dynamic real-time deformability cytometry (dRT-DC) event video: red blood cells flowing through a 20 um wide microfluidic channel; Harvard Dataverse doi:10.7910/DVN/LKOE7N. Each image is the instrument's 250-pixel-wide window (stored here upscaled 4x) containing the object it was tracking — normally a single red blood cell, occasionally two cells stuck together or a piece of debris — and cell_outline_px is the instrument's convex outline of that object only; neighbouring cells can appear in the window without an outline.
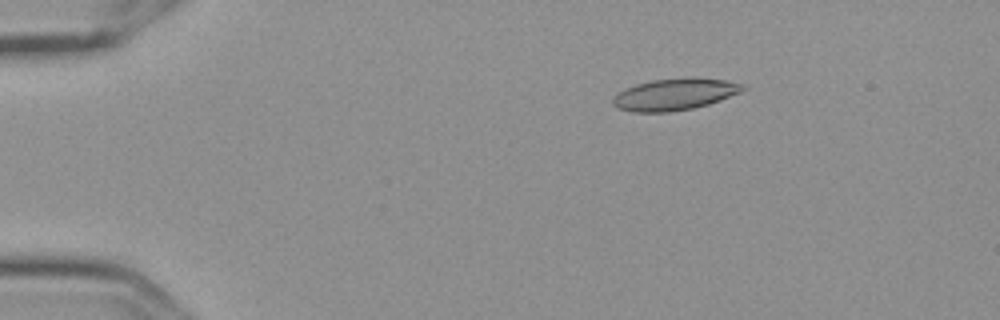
{"species": "Egyptian fruit bat (a non-hibernating species)", "species_latin": "Rousettus aegyptiacus", "temperature_condition": "cold", "stored_images_in_passage": 6, "camera_frame_rate_fps": 3000, "um_per_image_px": 0.085, "frame": {"image": 1, "passage_image": 3, "time_ms": 0.667, "image_size_px": [1000, 320], "cell_outline_px": [[748, 88], [740, 92], [720, 100], [708, 104], [692, 108], [668, 112], [632, 112], [616, 108], [612, 104], [612, 96], [624, 88], [636, 84], [652, 80], [688, 76], [692, 76], [724, 80], [744, 84]], "centroid_in_image_um": [57.32, 8.0], "position_along_channel_um": 27.7, "area_um2": 24.39}}
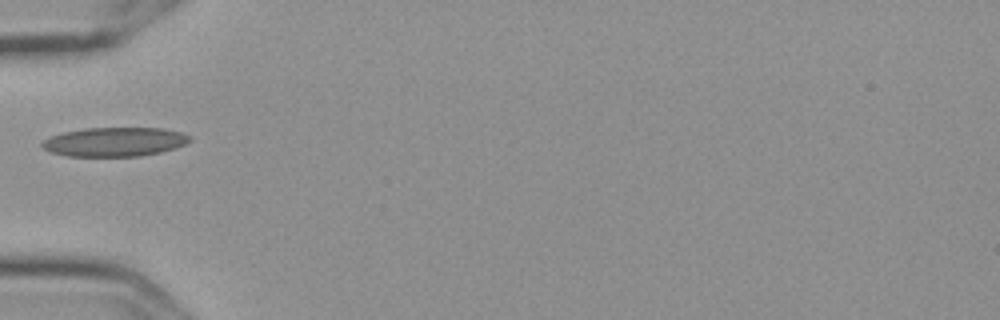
{"frame": {"image": 2, "passage_image": 6, "time_ms": 1.667, "image_size_px": [1000, 320], "cell_outline_px": [[192, 140], [184, 144], [160, 152], [140, 156], [68, 156], [52, 152], [44, 148], [40, 144], [48, 136], [64, 132], [84, 128], [164, 128], [180, 132], [192, 136]], "centroid_in_image_um": [9.74, 12.05], "position_along_channel_um": 75.3, "area_um2": 24.97}}